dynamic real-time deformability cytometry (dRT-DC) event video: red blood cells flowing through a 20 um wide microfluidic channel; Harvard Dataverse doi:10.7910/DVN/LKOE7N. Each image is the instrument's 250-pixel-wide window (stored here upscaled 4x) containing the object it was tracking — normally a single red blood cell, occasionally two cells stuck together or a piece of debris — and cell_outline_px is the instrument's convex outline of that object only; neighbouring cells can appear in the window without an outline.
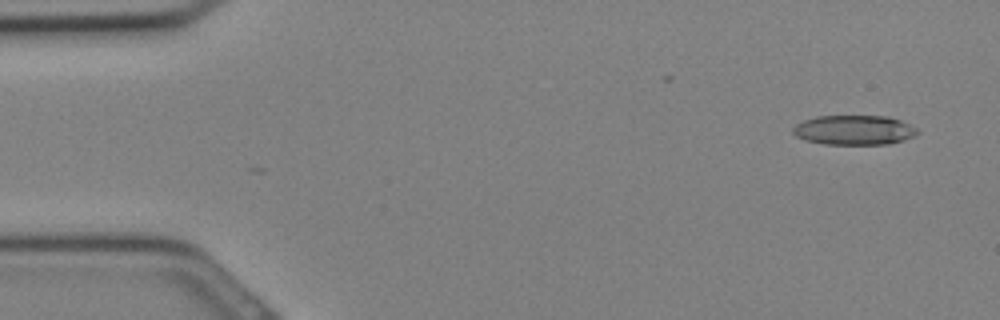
{"species": "Egyptian fruit bat (a non-hibernating species)", "species_latin": "Rousettus aegyptiacus", "temperature_condition": "cold", "stored_images_in_passage": 14, "camera_frame_rate_fps": 3000, "um_per_image_px": 0.085, "animal": {"sex": "female"}, "frame": {"image": 1, "passage_image": 1, "time_ms": 0.0, "image_size_px": [1000, 320], "cell_outline_px": [[920, 132], [916, 136], [904, 140], [888, 144], [824, 144], [804, 140], [796, 136], [792, 132], [792, 128], [796, 124], [804, 120], [816, 116], [888, 116], [900, 120], [916, 128]], "centroid_in_image_um": [72.6, 11.06], "position_along_channel_um": 12.4, "area_um2": 21.62}}
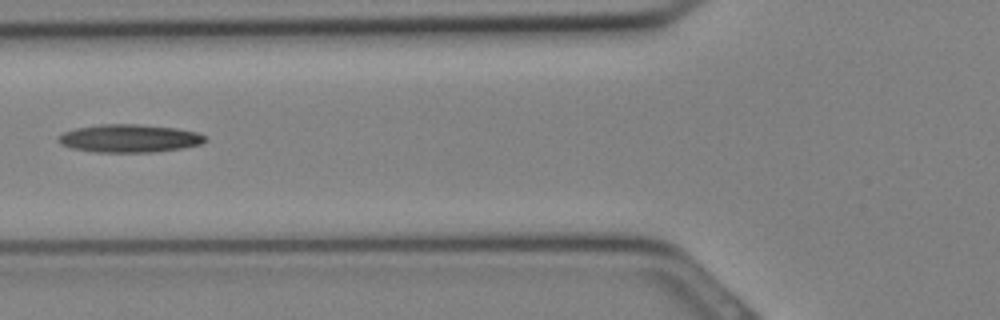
{"frame": {"image": 2, "passage_image": 11, "time_ms": 3.333, "image_size_px": [1000, 320], "cell_outline_px": [[208, 140], [200, 144], [184, 148], [152, 152], [96, 152], [72, 148], [60, 144], [56, 140], [64, 132], [76, 128], [100, 124], [136, 124], [176, 128], [196, 132], [204, 136]], "centroid_in_image_um": [10.99, 11.76], "position_along_channel_um": 114.8, "area_um2": 23.87}}
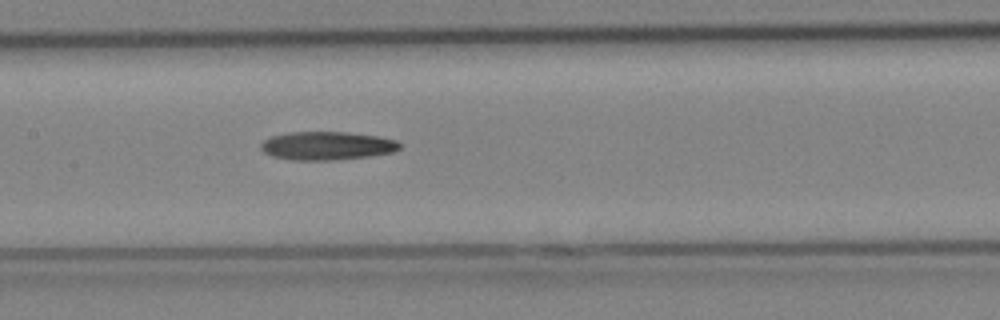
{"frame": {"image": 3, "passage_image": 14, "time_ms": 4.333, "image_size_px": [1000, 320], "cell_outline_px": [[400, 148], [392, 152], [368, 156], [332, 160], [292, 160], [272, 156], [264, 152], [260, 148], [260, 144], [264, 140], [272, 136], [292, 132], [348, 132], [380, 136], [396, 140], [400, 144]], "centroid_in_image_um": [27.78, 12.38], "position_along_channel_um": 179.6, "area_um2": 22.89}}